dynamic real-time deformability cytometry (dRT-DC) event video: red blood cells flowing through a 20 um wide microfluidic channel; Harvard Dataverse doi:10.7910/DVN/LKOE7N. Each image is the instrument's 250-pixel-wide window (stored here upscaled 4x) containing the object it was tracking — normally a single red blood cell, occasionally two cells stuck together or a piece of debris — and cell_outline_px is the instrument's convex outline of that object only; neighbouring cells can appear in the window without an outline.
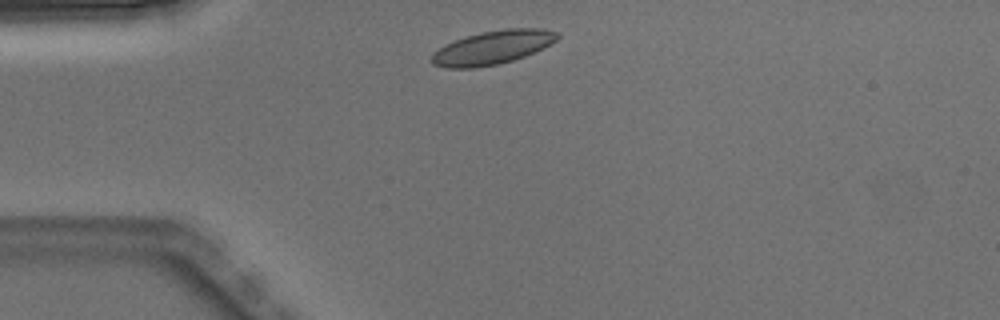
{"species": "Egyptian fruit bat (a non-hibernating species)", "species_latin": "Rousettus aegyptiacus", "temperature_condition": "warm", "stored_images_in_passage": 1, "camera_frame_rate_fps": 3000, "um_per_image_px": 0.085, "animal": {"sex": "male"}, "frame": {"image": 1, "passage_image": 1, "time_ms": 0.0, "image_size_px": [1000, 320], "cell_outline_px": [[560, 36], [556, 40], [524, 56], [512, 60], [496, 64], [472, 68], [448, 68], [432, 64], [428, 60], [432, 52], [444, 44], [468, 36], [484, 32], [508, 28], [540, 28], [556, 32]], "centroid_in_image_um": [41.78, 4.04], "position_along_channel_um": 43.2, "area_um2": 24.28}}